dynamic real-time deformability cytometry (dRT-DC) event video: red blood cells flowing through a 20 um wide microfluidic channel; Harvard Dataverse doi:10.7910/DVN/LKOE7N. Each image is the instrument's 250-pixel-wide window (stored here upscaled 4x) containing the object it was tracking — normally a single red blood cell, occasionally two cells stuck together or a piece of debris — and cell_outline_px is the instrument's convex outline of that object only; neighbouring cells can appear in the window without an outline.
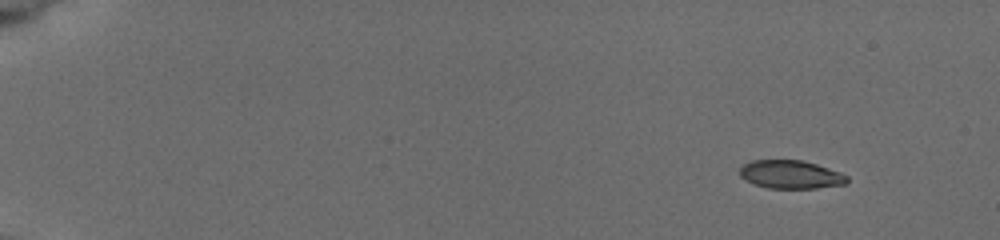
{"species": "common noctule bat (a hibernating species)", "species_latin": "Nyctalus noctula", "temperature_condition": "cold", "stored_images_in_passage": 8, "camera_frame_rate_fps": 3000, "um_per_image_px": 0.085, "animal": {"sex": "female", "body_mass_g": 19.5, "forearm_length_mm": 54.1}, "frame": {"image": 1, "passage_image": 2, "time_ms": 1.0, "image_size_px": [1000, 240], "cell_outline_px": [[848, 180], [844, 184], [816, 188], [768, 188], [752, 184], [744, 180], [740, 176], [740, 168], [744, 164], [752, 160], [800, 160], [816, 164], [840, 172], [848, 176]], "centroid_in_image_um": [67.17, 14.83], "position_along_channel_um": 17.8, "area_um2": 17.69}}
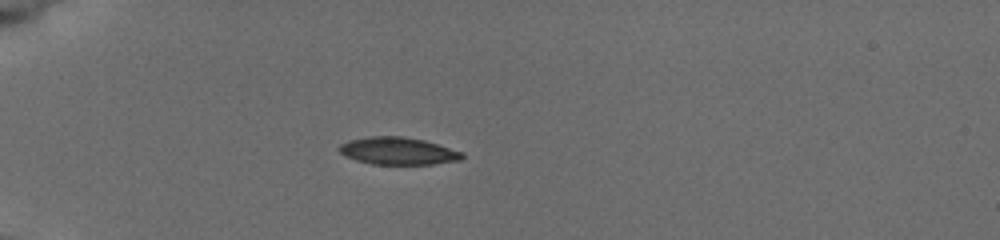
{"frame": {"image": 2, "passage_image": 6, "time_ms": 5.0, "image_size_px": [1000, 240], "cell_outline_px": [[464, 156], [460, 160], [432, 164], [372, 164], [356, 160], [344, 156], [336, 148], [340, 144], [348, 140], [372, 136], [400, 136], [424, 140], [464, 152]], "centroid_in_image_um": [33.8, 12.83], "position_along_channel_um": 51.2, "area_um2": 19.65}}
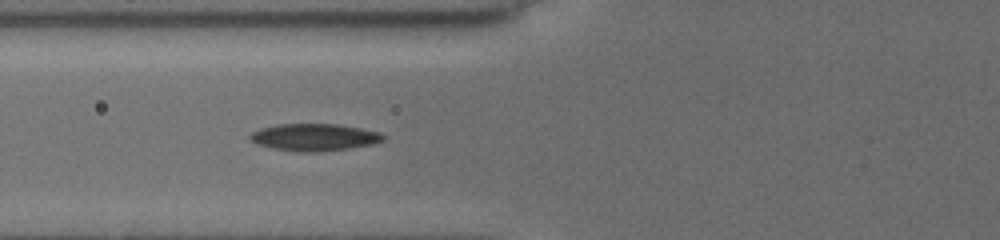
{"frame": {"image": 3, "passage_image": 8, "time_ms": 7.0, "image_size_px": [1000, 240], "cell_outline_px": [[384, 140], [372, 144], [348, 148], [320, 152], [296, 152], [272, 148], [256, 144], [248, 140], [248, 136], [252, 132], [260, 128], [276, 124], [340, 124], [380, 132], [384, 136]], "centroid_in_image_um": [26.66, 11.66], "position_along_channel_um": 99.1, "area_um2": 21.27}}